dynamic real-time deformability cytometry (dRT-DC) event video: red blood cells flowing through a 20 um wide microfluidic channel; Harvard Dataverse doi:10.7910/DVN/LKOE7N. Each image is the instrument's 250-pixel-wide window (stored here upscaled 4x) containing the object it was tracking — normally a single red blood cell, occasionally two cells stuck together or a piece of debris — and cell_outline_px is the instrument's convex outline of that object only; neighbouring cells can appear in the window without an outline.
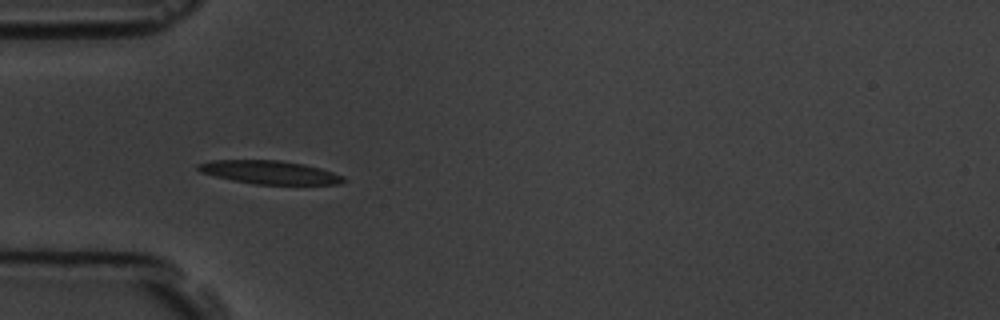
{"species": "common noctule bat (a hibernating species)", "species_latin": "Nyctalus noctula", "temperature_condition": "room temperature", "stored_images_in_passage": 5, "camera_frame_rate_fps": 3000, "um_per_image_px": 0.085, "animal": {"sex": "male", "body_mass_g": 19.5, "forearm_length_mm": 54.6}, "frame": {"image": 1, "passage_image": 4, "time_ms": 4.333, "image_size_px": [1000, 320], "cell_outline_px": [[344, 180], [340, 184], [256, 184], [232, 180], [200, 172], [196, 168], [196, 164], [212, 160], [280, 160], [304, 164], [320, 168], [344, 176]], "centroid_in_image_um": [22.89, 14.64], "position_along_channel_um": 62.1, "area_um2": 19.65}}
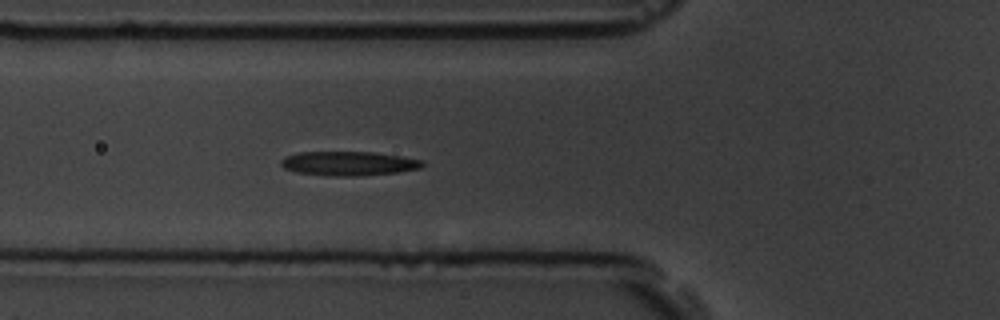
{"frame": {"image": 2, "passage_image": 5, "time_ms": 5.333, "image_size_px": [1000, 320], "cell_outline_px": [[424, 164], [420, 168], [396, 172], [360, 176], [328, 176], [296, 172], [284, 168], [280, 164], [280, 160], [284, 156], [300, 152], [376, 152], [424, 160]], "centroid_in_image_um": [29.61, 13.89], "position_along_channel_um": 96.2, "area_um2": 20.06}}